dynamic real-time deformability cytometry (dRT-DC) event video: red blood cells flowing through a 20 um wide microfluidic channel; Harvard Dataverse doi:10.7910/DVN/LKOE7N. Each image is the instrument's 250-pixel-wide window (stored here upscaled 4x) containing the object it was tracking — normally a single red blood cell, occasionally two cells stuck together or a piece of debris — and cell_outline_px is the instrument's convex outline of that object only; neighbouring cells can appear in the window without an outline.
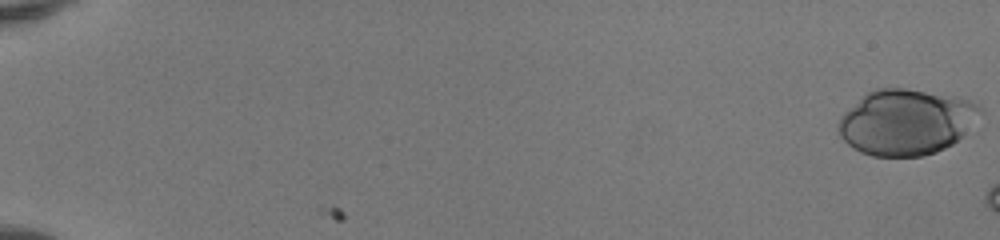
{"species": "human", "species_latin": "Homo sapiens", "temperature_condition": "room temperature", "stored_images_in_passage": 19, "camera_frame_rate_fps": 3000, "um_per_image_px": 0.085, "donor": {"sex": "female"}, "frame": {"image": 1, "passage_image": 1, "time_ms": 0.0, "image_size_px": [1000, 240], "cell_outline_px": [[984, 112], [952, 144], [936, 152], [924, 156], [872, 156], [860, 152], [852, 148], [840, 136], [840, 120], [844, 112], [868, 92], [876, 88], [904, 88], [952, 96], [968, 100], [980, 104]], "centroid_in_image_um": [77.03, 10.38], "position_along_channel_um": 8.0, "area_um2": 53.75}}
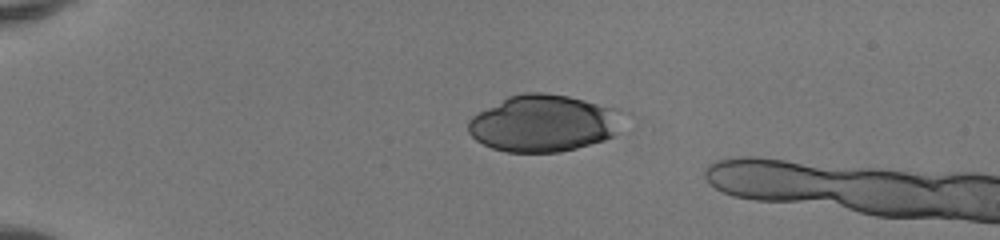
{"frame": {"image": 2, "passage_image": 14, "time_ms": 4.333, "image_size_px": [1000, 240], "cell_outline_px": [[628, 112], [616, 132], [612, 136], [604, 140], [576, 148], [560, 152], [508, 152], [492, 148], [476, 140], [468, 132], [468, 120], [472, 116], [508, 96], [524, 92], [544, 92], [568, 96], [620, 108]], "centroid_in_image_um": [46.26, 10.46], "position_along_channel_um": 38.7, "area_um2": 51.73}}